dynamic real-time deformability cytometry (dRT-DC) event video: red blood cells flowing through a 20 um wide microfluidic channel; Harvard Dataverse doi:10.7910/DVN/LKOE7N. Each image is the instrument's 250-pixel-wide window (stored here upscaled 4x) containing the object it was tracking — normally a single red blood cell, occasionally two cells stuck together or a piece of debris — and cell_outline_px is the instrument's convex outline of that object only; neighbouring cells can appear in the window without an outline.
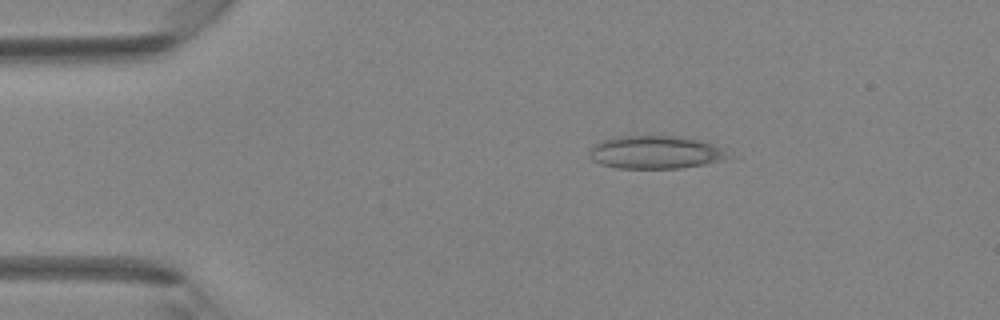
{"species": "Egyptian fruit bat (a non-hibernating species)", "species_latin": "Rousettus aegyptiacus", "temperature_condition": "room temperature", "stored_images_in_passage": 42, "camera_frame_rate_fps": 3000, "um_per_image_px": 0.085, "animal": {"sex": "female"}, "frame": {"image": 1, "passage_image": 8, "time_ms": 2.333, "image_size_px": [1000, 320], "cell_outline_px": [[724, 160], [704, 164], [680, 168], [616, 168], [600, 164], [592, 160], [588, 156], [588, 152], [600, 140], [620, 136], [680, 136], [700, 140], [724, 148]], "centroid_in_image_um": [55.65, 12.94], "position_along_channel_um": 29.4, "area_um2": 26.53}}
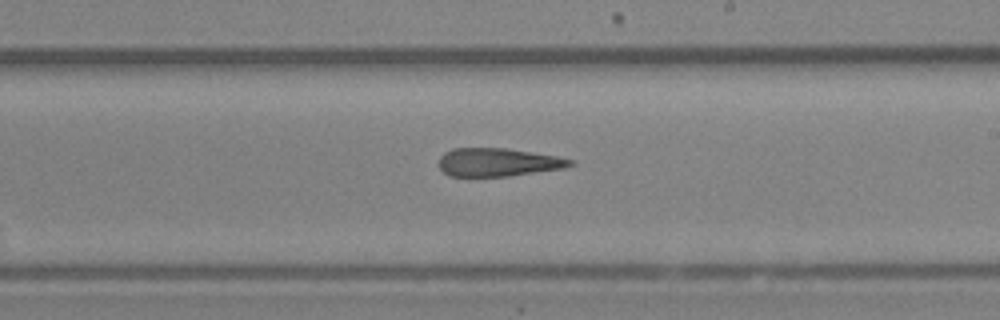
{"frame": {"image": 2, "passage_image": 25, "time_ms": 8.0, "image_size_px": [1000, 320], "cell_outline_px": [[576, 164], [564, 168], [508, 176], [448, 176], [440, 168], [440, 156], [444, 152], [452, 148], [504, 148], [556, 156], [572, 160]], "centroid_in_image_um": [42.31, 13.79], "position_along_channel_um": 246.7, "area_um2": 21.44}}
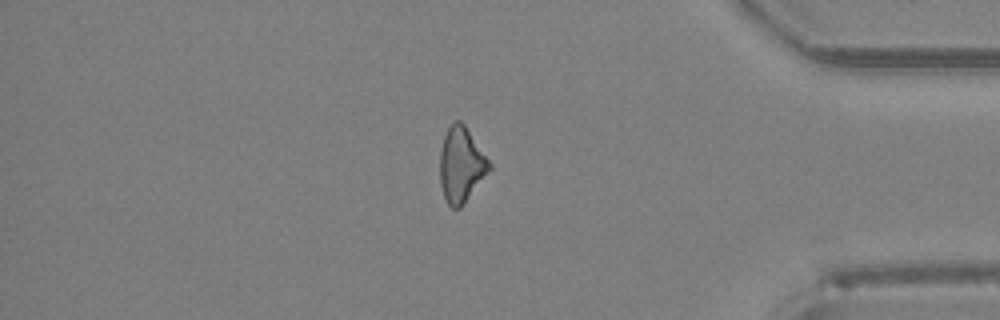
{"frame": {"image": 3, "passage_image": 36, "time_ms": 11.667, "image_size_px": [1000, 320], "cell_outline_px": [[492, 168], [460, 208], [452, 208], [448, 204], [444, 196], [440, 184], [440, 148], [444, 136], [448, 128], [456, 120], [460, 120], [464, 124], [492, 164]], "centroid_in_image_um": [39.2, 14.0], "position_along_channel_um": 396.0, "area_um2": 21.5}}